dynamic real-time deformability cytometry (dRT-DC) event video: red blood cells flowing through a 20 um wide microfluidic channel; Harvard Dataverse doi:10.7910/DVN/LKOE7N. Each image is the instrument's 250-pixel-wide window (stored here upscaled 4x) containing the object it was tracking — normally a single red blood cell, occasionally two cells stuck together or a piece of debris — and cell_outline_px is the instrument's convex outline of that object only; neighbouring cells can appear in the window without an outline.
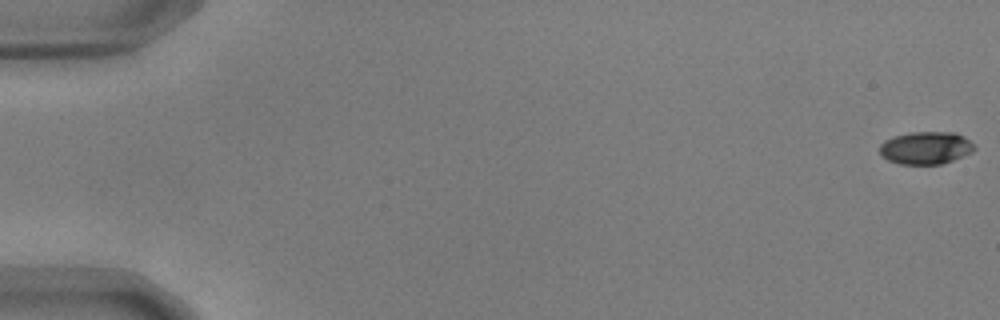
{"species": "common noctule bat (a hibernating species)", "species_latin": "Nyctalus noctula", "temperature_condition": "warm", "stored_images_in_passage": 8, "camera_frame_rate_fps": 3000, "um_per_image_px": 0.085, "animal": {"sex": "male", "body_mass_g": 17.9, "forearm_length_mm": 54.2}, "frame": {"image": 1, "passage_image": 1, "time_ms": 0.0, "image_size_px": [1000, 320], "cell_outline_px": [[976, 148], [972, 152], [952, 160], [940, 164], [900, 164], [888, 160], [880, 152], [880, 144], [884, 140], [892, 136], [912, 132], [956, 132], [964, 136]], "centroid_in_image_um": [78.68, 12.56], "position_along_channel_um": 6.3, "area_um2": 17.92}}